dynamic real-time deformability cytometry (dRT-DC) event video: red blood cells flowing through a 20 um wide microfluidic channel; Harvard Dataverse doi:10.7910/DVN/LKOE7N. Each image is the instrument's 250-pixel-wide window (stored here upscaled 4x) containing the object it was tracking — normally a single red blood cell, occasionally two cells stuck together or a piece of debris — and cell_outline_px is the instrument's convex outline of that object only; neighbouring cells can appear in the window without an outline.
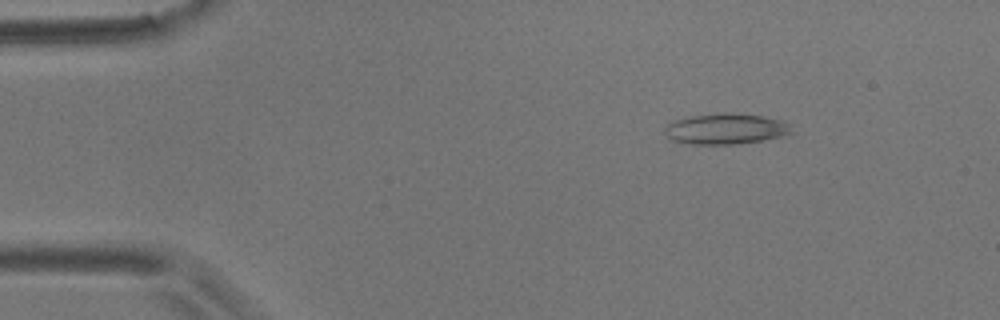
{"species": "common noctule bat (a hibernating species)", "species_latin": "Nyctalus noctula", "temperature_condition": "room temperature", "stored_images_in_passage": 4, "camera_frame_rate_fps": 3000, "um_per_image_px": 0.085, "animal": {"sex": "male", "body_mass_g": 17.9}, "frame": {"image": 1, "passage_image": 2, "time_ms": 1.0, "image_size_px": [1000, 320], "cell_outline_px": [[796, 132], [784, 136], [736, 144], [692, 144], [672, 140], [668, 136], [664, 128], [668, 124], [676, 120], [688, 116], [764, 116], [784, 120]], "centroid_in_image_um": [61.75, 11.0], "position_along_channel_um": 23.3, "area_um2": 21.68}}